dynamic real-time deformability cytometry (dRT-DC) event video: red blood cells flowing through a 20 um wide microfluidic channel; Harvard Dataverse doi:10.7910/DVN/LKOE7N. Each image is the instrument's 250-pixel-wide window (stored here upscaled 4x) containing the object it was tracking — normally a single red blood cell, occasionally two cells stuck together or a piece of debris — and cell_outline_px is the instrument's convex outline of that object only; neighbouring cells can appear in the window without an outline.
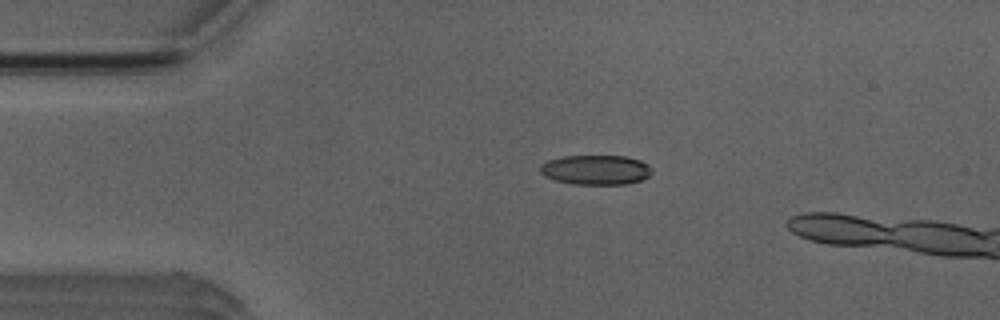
{"species": "Egyptian fruit bat (a non-hibernating species)", "species_latin": "Rousettus aegyptiacus", "temperature_condition": "room temperature", "stored_images_in_passage": 3, "camera_frame_rate_fps": 3000, "um_per_image_px": 0.085, "animal": {"sex": "male"}, "frame": {"image": 1, "passage_image": 1, "time_ms": 0.0, "image_size_px": [1000, 320], "cell_outline_px": [[652, 172], [648, 176], [640, 180], [624, 184], [572, 184], [556, 180], [544, 176], [540, 172], [540, 164], [548, 160], [560, 156], [624, 156], [640, 160], [648, 164], [652, 168]], "centroid_in_image_um": [50.62, 14.43], "position_along_channel_um": 34.4, "area_um2": 19.36}}